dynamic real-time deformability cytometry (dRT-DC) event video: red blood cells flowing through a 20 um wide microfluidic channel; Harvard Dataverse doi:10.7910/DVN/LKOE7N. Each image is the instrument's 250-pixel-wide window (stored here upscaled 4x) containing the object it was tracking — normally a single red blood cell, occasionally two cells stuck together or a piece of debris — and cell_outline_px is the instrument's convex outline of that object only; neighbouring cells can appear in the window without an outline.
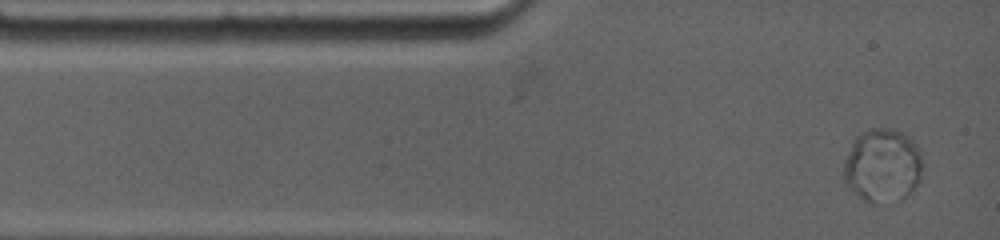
{"species": "common noctule bat (a hibernating species)", "species_latin": "Nyctalus noctula", "temperature_condition": "warm", "stored_images_in_passage": 4, "camera_frame_rate_fps": 4500, "um_per_image_px": 0.085, "animal": {"sex": "female", "body_mass_g": 19.0, "forearm_length_mm": 53.3}, "frame": {"image": 1, "passage_image": 1, "time_ms": 0.0, "image_size_px": [1000, 240], "cell_outline_px": [[920, 180], [900, 200], [876, 204], [872, 204], [856, 196], [844, 184], [844, 160], [856, 136], [872, 128], [892, 128], [900, 132], [912, 140], [916, 144], [920, 152]], "centroid_in_image_um": [74.97, 14.09], "position_along_channel_um": 10.0, "area_um2": 33.7}}